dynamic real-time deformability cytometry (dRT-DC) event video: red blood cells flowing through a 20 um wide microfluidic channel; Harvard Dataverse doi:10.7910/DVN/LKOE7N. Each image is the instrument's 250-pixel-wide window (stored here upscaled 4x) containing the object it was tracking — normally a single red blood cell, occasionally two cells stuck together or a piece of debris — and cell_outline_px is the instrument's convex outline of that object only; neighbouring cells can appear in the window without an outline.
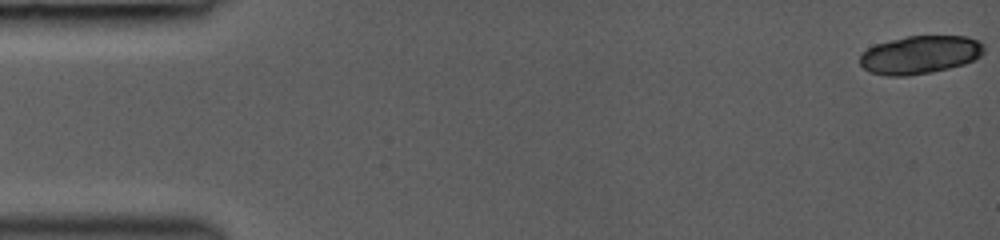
{"species": "common noctule bat (a hibernating species)", "species_latin": "Nyctalus noctula", "temperature_condition": "room temperature", "stored_images_in_passage": 16, "camera_frame_rate_fps": 3000, "um_per_image_px": 0.085, "animal": {"sex": "female", "body_mass_g": 19.0, "forearm_length_mm": 53.3}, "frame": {"image": 1, "passage_image": 1, "time_ms": 0.0, "image_size_px": [1000, 240], "cell_outline_px": [[984, 52], [980, 56], [964, 64], [932, 72], [908, 76], [888, 76], [872, 72], [864, 68], [860, 64], [860, 56], [868, 48], [876, 44], [908, 36], [968, 36], [980, 40], [984, 44]], "centroid_in_image_um": [78.24, 4.65], "position_along_channel_um": 6.8, "area_um2": 27.51}}
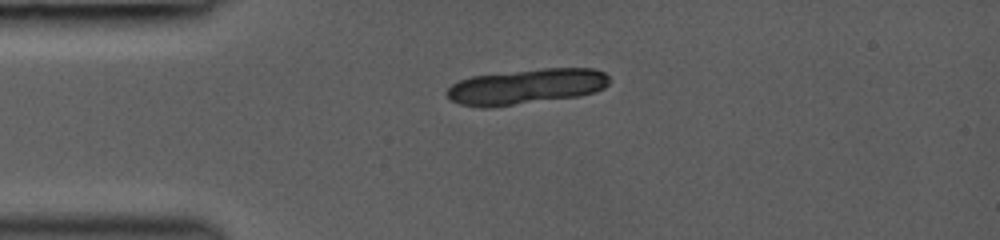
{"frame": {"image": 2, "passage_image": 12, "time_ms": 3.667, "image_size_px": [1000, 240], "cell_outline_px": [[608, 84], [604, 88], [596, 92], [580, 96], [492, 108], [480, 108], [460, 104], [452, 100], [444, 92], [452, 84], [460, 80], [472, 76], [544, 68], [592, 68], [604, 72], [608, 76]], "centroid_in_image_um": [44.73, 7.37], "position_along_channel_um": 40.3, "area_um2": 33.7}}